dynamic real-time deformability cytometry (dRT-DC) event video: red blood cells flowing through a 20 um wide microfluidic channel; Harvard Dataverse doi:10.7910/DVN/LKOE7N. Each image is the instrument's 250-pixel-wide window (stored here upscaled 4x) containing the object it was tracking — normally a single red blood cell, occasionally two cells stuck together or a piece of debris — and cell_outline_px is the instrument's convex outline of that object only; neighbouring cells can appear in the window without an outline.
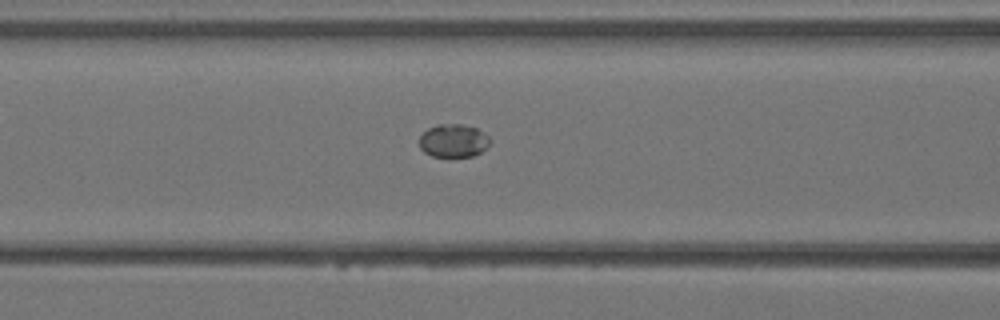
{"species": "Egyptian fruit bat (a non-hibernating species)", "species_latin": "Rousettus aegyptiacus", "temperature_condition": "warm", "stored_images_in_passage": 6, "camera_frame_rate_fps": 3000, "um_per_image_px": 0.085, "animal": {"sex": "female"}, "frame": {"image": 1, "passage_image": 5, "time_ms": 1.333, "image_size_px": [1000, 320], "cell_outline_px": [[488, 144], [480, 152], [472, 156], [432, 156], [424, 152], [420, 148], [420, 136], [428, 128], [436, 124], [460, 124], [476, 128], [484, 132], [488, 136]], "centroid_in_image_um": [38.5, 11.94], "position_along_channel_um": 128.1, "area_um2": 13.41}}